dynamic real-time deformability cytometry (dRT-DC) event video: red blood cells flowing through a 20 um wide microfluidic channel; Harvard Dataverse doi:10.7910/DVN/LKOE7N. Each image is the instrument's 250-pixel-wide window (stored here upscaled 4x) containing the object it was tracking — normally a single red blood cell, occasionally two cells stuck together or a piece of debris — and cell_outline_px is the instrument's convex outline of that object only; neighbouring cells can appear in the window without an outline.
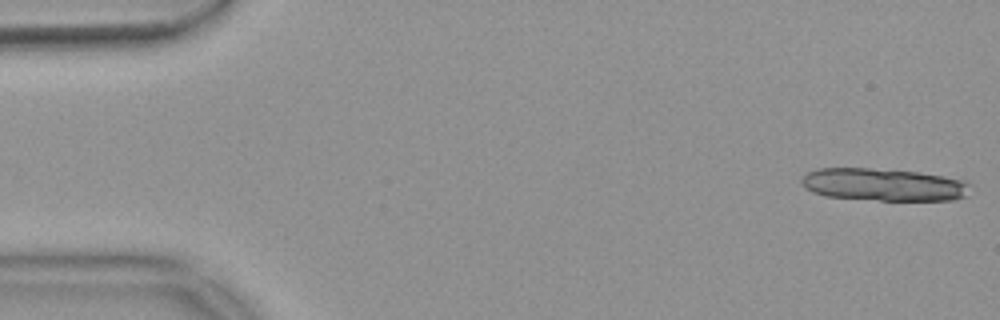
{"species": "common noctule bat (a hibernating species)", "species_latin": "Nyctalus noctula", "temperature_condition": "warm", "stored_images_in_passage": 3, "camera_frame_rate_fps": 3000, "um_per_image_px": 0.085, "animal": {"sex": "female", "body_mass_g": 18.4}, "frame": {"image": 1, "passage_image": 1, "time_ms": 0.0, "image_size_px": [1000, 320], "cell_outline_px": [[968, 184], [964, 196], [952, 200], [880, 200], [824, 196], [812, 192], [804, 188], [800, 184], [800, 180], [808, 172], [816, 168], [868, 168], [916, 172], [940, 176], [960, 180]], "centroid_in_image_um": [74.96, 15.69], "position_along_channel_um": 10.0, "area_um2": 31.5}}